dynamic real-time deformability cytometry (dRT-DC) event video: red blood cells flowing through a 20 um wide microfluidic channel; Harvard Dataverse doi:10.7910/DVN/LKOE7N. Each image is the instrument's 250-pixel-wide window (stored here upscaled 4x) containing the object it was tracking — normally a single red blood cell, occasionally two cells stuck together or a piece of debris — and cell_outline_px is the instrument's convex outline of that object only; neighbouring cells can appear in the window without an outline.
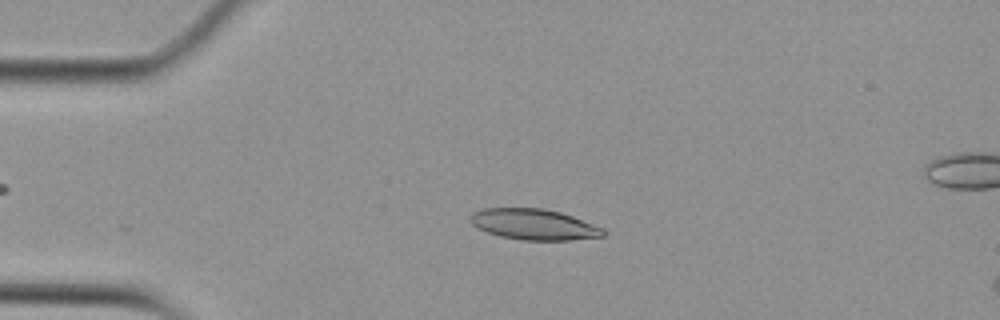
{"species": "Egyptian fruit bat (a non-hibernating species)", "species_latin": "Rousettus aegyptiacus", "temperature_condition": "cold", "stored_images_in_passage": 53, "camera_frame_rate_fps": 3000, "um_per_image_px": 0.085, "animal": {"sex": "female"}, "frame": {"image": 1, "passage_image": 12, "time_ms": 3.667, "image_size_px": [1000, 320], "cell_outline_px": [[608, 232], [604, 236], [572, 240], [520, 240], [500, 236], [488, 232], [472, 224], [468, 220], [472, 212], [484, 208], [544, 208], [560, 212], [572, 216], [604, 228]], "centroid_in_image_um": [45.4, 19.07], "position_along_channel_um": 39.6, "area_um2": 23.99}}
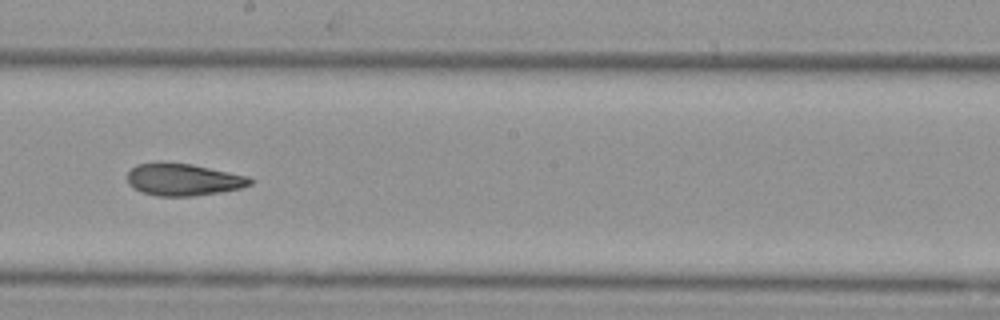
{"frame": {"image": 2, "passage_image": 30, "time_ms": 9.667, "image_size_px": [1000, 320], "cell_outline_px": [[252, 184], [240, 188], [220, 192], [192, 196], [156, 196], [140, 192], [132, 188], [128, 184], [128, 172], [136, 164], [192, 164], [248, 176], [252, 180]], "centroid_in_image_um": [15.58, 15.29], "position_along_channel_um": 232.6, "area_um2": 22.6}}
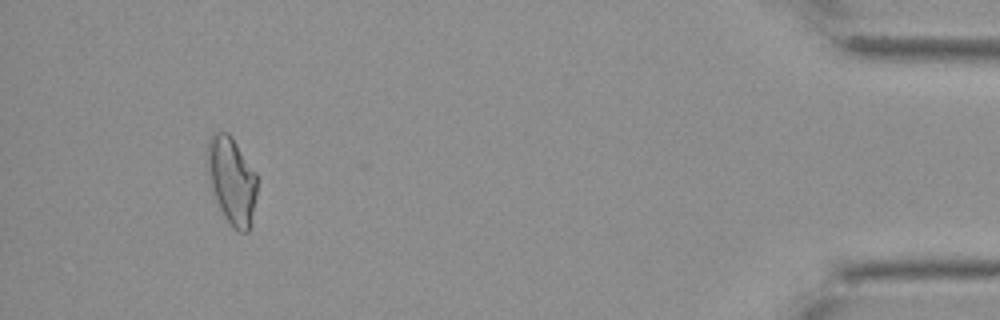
{"frame": {"image": 3, "passage_image": 50, "time_ms": 16.333, "image_size_px": [1000, 320], "cell_outline_px": [[256, 196], [248, 232], [240, 232], [232, 228], [228, 224], [220, 208], [212, 188], [208, 172], [208, 140], [212, 132], [228, 132], [232, 136], [256, 172]], "centroid_in_image_um": [19.71, 15.32], "position_along_channel_um": 415.5, "area_um2": 24.97}, "authors_computed_cell_mechanics": {"area_um2": 23.5246, "velocity_mm_per_s": 3.7472, "shape_relaxation_time_tau1_ms": null, "shape_relaxation_time_tau2_ms": 4.1384, "deformation_change_tau1": null, "deformation_change_tau2": 0.1189}}